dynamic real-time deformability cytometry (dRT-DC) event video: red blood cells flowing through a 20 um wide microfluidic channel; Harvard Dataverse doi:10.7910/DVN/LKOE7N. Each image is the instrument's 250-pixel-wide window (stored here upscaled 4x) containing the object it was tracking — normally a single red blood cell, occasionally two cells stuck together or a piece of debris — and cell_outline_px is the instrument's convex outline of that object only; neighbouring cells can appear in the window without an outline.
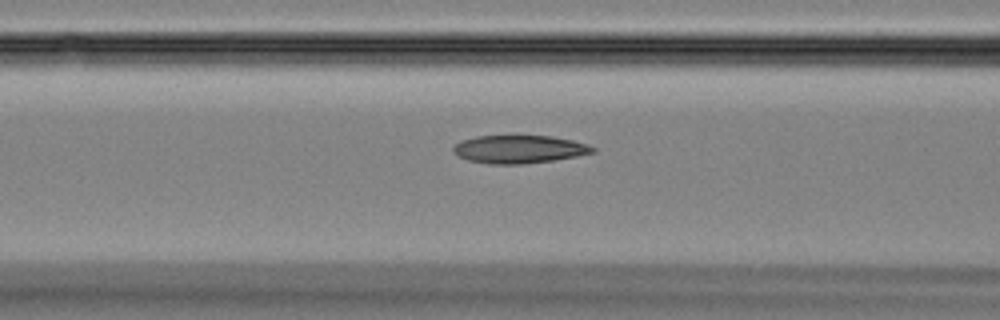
{"species": "Egyptian fruit bat (a non-hibernating species)", "species_latin": "Rousettus aegyptiacus", "temperature_condition": "room temperature", "stored_images_in_passage": 30, "camera_frame_rate_fps": 3000, "um_per_image_px": 0.085, "animal": {"sex": "female"}, "frame": {"image": 1, "passage_image": 5, "time_ms": 1.333, "image_size_px": [1000, 320], "cell_outline_px": [[596, 152], [576, 156], [552, 160], [524, 164], [488, 164], [468, 160], [452, 152], [452, 148], [460, 140], [476, 136], [512, 132], [552, 136], [572, 140], [588, 144], [596, 148]], "centroid_in_image_um": [44.1, 12.63], "position_along_channel_um": 122.5, "area_um2": 23.87}}
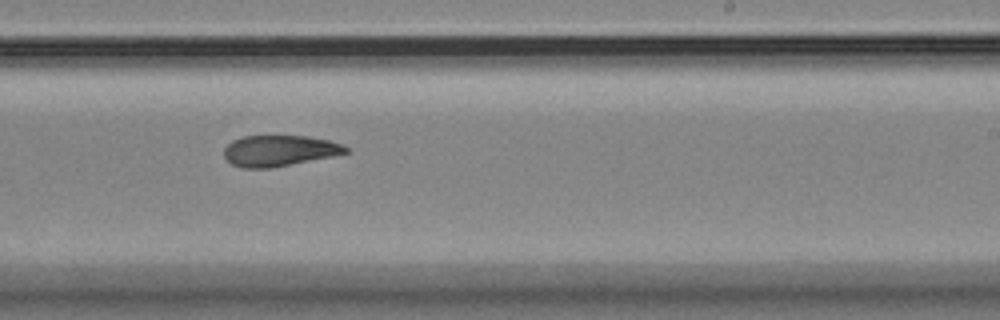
{"frame": {"image": 2, "passage_image": 15, "time_ms": 4.667, "image_size_px": [1000, 320], "cell_outline_px": [[348, 152], [332, 156], [272, 168], [240, 168], [232, 164], [224, 156], [224, 148], [232, 140], [240, 136], [308, 136], [328, 140], [340, 144], [348, 148]], "centroid_in_image_um": [23.69, 12.81], "position_along_channel_um": 265.3, "area_um2": 21.91}}
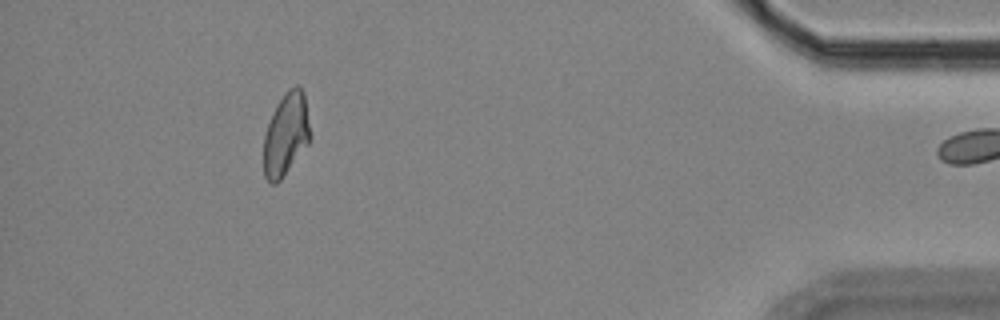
{"frame": {"image": 3, "passage_image": 29, "time_ms": 9.333, "image_size_px": [1000, 320], "cell_outline_px": [[312, 136], [308, 144], [280, 180], [276, 184], [272, 184], [264, 176], [264, 136], [268, 124], [276, 104], [288, 88], [296, 84], [300, 84], [304, 92]], "centroid_in_image_um": [24.33, 11.37], "position_along_channel_um": 410.9, "area_um2": 22.6}}